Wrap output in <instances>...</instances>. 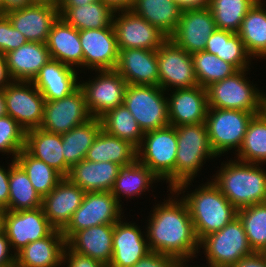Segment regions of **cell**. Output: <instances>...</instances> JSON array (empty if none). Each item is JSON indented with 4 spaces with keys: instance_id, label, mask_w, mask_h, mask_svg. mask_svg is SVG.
<instances>
[{
    "instance_id": "obj_1",
    "label": "cell",
    "mask_w": 266,
    "mask_h": 267,
    "mask_svg": "<svg viewBox=\"0 0 266 267\" xmlns=\"http://www.w3.org/2000/svg\"><path fill=\"white\" fill-rule=\"evenodd\" d=\"M162 204L153 207L145 228L150 251L159 252L189 262L200 252L193 222L186 202L174 190H169ZM175 195V196H173ZM173 197V198H172ZM177 197V198H176ZM178 197H180L178 199Z\"/></svg>"
},
{
    "instance_id": "obj_2",
    "label": "cell",
    "mask_w": 266,
    "mask_h": 267,
    "mask_svg": "<svg viewBox=\"0 0 266 267\" xmlns=\"http://www.w3.org/2000/svg\"><path fill=\"white\" fill-rule=\"evenodd\" d=\"M209 181L196 187L190 194L185 190L192 184V181L181 183L174 189L180 195L183 193L181 198L187 204L199 242L232 222L238 212L212 180ZM185 192L188 193L185 195Z\"/></svg>"
},
{
    "instance_id": "obj_3",
    "label": "cell",
    "mask_w": 266,
    "mask_h": 267,
    "mask_svg": "<svg viewBox=\"0 0 266 267\" xmlns=\"http://www.w3.org/2000/svg\"><path fill=\"white\" fill-rule=\"evenodd\" d=\"M219 168L211 180L237 210L266 202V170L262 164L230 159Z\"/></svg>"
},
{
    "instance_id": "obj_4",
    "label": "cell",
    "mask_w": 266,
    "mask_h": 267,
    "mask_svg": "<svg viewBox=\"0 0 266 267\" xmlns=\"http://www.w3.org/2000/svg\"><path fill=\"white\" fill-rule=\"evenodd\" d=\"M249 70H238L233 75L208 86V108L236 109L254 115L261 113L266 108V93L256 88L253 82L251 84L246 76Z\"/></svg>"
},
{
    "instance_id": "obj_5",
    "label": "cell",
    "mask_w": 266,
    "mask_h": 267,
    "mask_svg": "<svg viewBox=\"0 0 266 267\" xmlns=\"http://www.w3.org/2000/svg\"><path fill=\"white\" fill-rule=\"evenodd\" d=\"M175 129L177 134L176 188L181 183L194 181L206 160L216 158L217 155L211 147L205 122L180 125Z\"/></svg>"
},
{
    "instance_id": "obj_6",
    "label": "cell",
    "mask_w": 266,
    "mask_h": 267,
    "mask_svg": "<svg viewBox=\"0 0 266 267\" xmlns=\"http://www.w3.org/2000/svg\"><path fill=\"white\" fill-rule=\"evenodd\" d=\"M177 134L175 126L144 132L141 145L137 148V160L148 167L160 180L175 189V162Z\"/></svg>"
},
{
    "instance_id": "obj_7",
    "label": "cell",
    "mask_w": 266,
    "mask_h": 267,
    "mask_svg": "<svg viewBox=\"0 0 266 267\" xmlns=\"http://www.w3.org/2000/svg\"><path fill=\"white\" fill-rule=\"evenodd\" d=\"M199 248L204 249L208 267H233L243 257L254 253L238 217L220 231L204 237Z\"/></svg>"
},
{
    "instance_id": "obj_8",
    "label": "cell",
    "mask_w": 266,
    "mask_h": 267,
    "mask_svg": "<svg viewBox=\"0 0 266 267\" xmlns=\"http://www.w3.org/2000/svg\"><path fill=\"white\" fill-rule=\"evenodd\" d=\"M166 93L160 86L128 84L123 104L143 132L170 125Z\"/></svg>"
},
{
    "instance_id": "obj_9",
    "label": "cell",
    "mask_w": 266,
    "mask_h": 267,
    "mask_svg": "<svg viewBox=\"0 0 266 267\" xmlns=\"http://www.w3.org/2000/svg\"><path fill=\"white\" fill-rule=\"evenodd\" d=\"M254 114L236 109L208 108L206 126L214 153L220 157L239 150Z\"/></svg>"
},
{
    "instance_id": "obj_10",
    "label": "cell",
    "mask_w": 266,
    "mask_h": 267,
    "mask_svg": "<svg viewBox=\"0 0 266 267\" xmlns=\"http://www.w3.org/2000/svg\"><path fill=\"white\" fill-rule=\"evenodd\" d=\"M124 209L110 191L85 192L81 206L76 209L62 234L67 241L79 230L103 224H115L124 217Z\"/></svg>"
},
{
    "instance_id": "obj_11",
    "label": "cell",
    "mask_w": 266,
    "mask_h": 267,
    "mask_svg": "<svg viewBox=\"0 0 266 267\" xmlns=\"http://www.w3.org/2000/svg\"><path fill=\"white\" fill-rule=\"evenodd\" d=\"M97 75L89 81H79L91 117L100 118L107 111L123 104L126 80L115 70H95Z\"/></svg>"
},
{
    "instance_id": "obj_12",
    "label": "cell",
    "mask_w": 266,
    "mask_h": 267,
    "mask_svg": "<svg viewBox=\"0 0 266 267\" xmlns=\"http://www.w3.org/2000/svg\"><path fill=\"white\" fill-rule=\"evenodd\" d=\"M157 61L159 86L164 91L198 86L191 54L170 38L157 49Z\"/></svg>"
},
{
    "instance_id": "obj_13",
    "label": "cell",
    "mask_w": 266,
    "mask_h": 267,
    "mask_svg": "<svg viewBox=\"0 0 266 267\" xmlns=\"http://www.w3.org/2000/svg\"><path fill=\"white\" fill-rule=\"evenodd\" d=\"M7 115L25 130L40 128L45 99L32 82L12 81L4 89Z\"/></svg>"
},
{
    "instance_id": "obj_14",
    "label": "cell",
    "mask_w": 266,
    "mask_h": 267,
    "mask_svg": "<svg viewBox=\"0 0 266 267\" xmlns=\"http://www.w3.org/2000/svg\"><path fill=\"white\" fill-rule=\"evenodd\" d=\"M55 228L45 216L43 208L34 210H5L3 231L9 240L10 247L16 254L30 242L49 236Z\"/></svg>"
},
{
    "instance_id": "obj_15",
    "label": "cell",
    "mask_w": 266,
    "mask_h": 267,
    "mask_svg": "<svg viewBox=\"0 0 266 267\" xmlns=\"http://www.w3.org/2000/svg\"><path fill=\"white\" fill-rule=\"evenodd\" d=\"M112 24L119 50H157L168 38L158 28L131 10L115 11Z\"/></svg>"
},
{
    "instance_id": "obj_16",
    "label": "cell",
    "mask_w": 266,
    "mask_h": 267,
    "mask_svg": "<svg viewBox=\"0 0 266 267\" xmlns=\"http://www.w3.org/2000/svg\"><path fill=\"white\" fill-rule=\"evenodd\" d=\"M91 118L83 90L78 87L62 99L45 101L40 128L50 133L63 134Z\"/></svg>"
},
{
    "instance_id": "obj_17",
    "label": "cell",
    "mask_w": 266,
    "mask_h": 267,
    "mask_svg": "<svg viewBox=\"0 0 266 267\" xmlns=\"http://www.w3.org/2000/svg\"><path fill=\"white\" fill-rule=\"evenodd\" d=\"M79 37L83 50V68L112 70L118 63L119 48L113 24L101 29L80 30Z\"/></svg>"
},
{
    "instance_id": "obj_18",
    "label": "cell",
    "mask_w": 266,
    "mask_h": 267,
    "mask_svg": "<svg viewBox=\"0 0 266 267\" xmlns=\"http://www.w3.org/2000/svg\"><path fill=\"white\" fill-rule=\"evenodd\" d=\"M217 30L210 8L182 11L177 28L169 37L176 45L193 54L204 51L210 35Z\"/></svg>"
},
{
    "instance_id": "obj_19",
    "label": "cell",
    "mask_w": 266,
    "mask_h": 267,
    "mask_svg": "<svg viewBox=\"0 0 266 267\" xmlns=\"http://www.w3.org/2000/svg\"><path fill=\"white\" fill-rule=\"evenodd\" d=\"M5 15L28 42L40 43H46L52 25L60 17L58 7L44 3H34Z\"/></svg>"
},
{
    "instance_id": "obj_20",
    "label": "cell",
    "mask_w": 266,
    "mask_h": 267,
    "mask_svg": "<svg viewBox=\"0 0 266 267\" xmlns=\"http://www.w3.org/2000/svg\"><path fill=\"white\" fill-rule=\"evenodd\" d=\"M166 95H168V117L171 126L177 127L206 121L208 99L205 88L198 85L175 89Z\"/></svg>"
},
{
    "instance_id": "obj_21",
    "label": "cell",
    "mask_w": 266,
    "mask_h": 267,
    "mask_svg": "<svg viewBox=\"0 0 266 267\" xmlns=\"http://www.w3.org/2000/svg\"><path fill=\"white\" fill-rule=\"evenodd\" d=\"M85 192L68 177H63L56 187L42 199V208L51 225L63 230L72 215L81 206Z\"/></svg>"
},
{
    "instance_id": "obj_22",
    "label": "cell",
    "mask_w": 266,
    "mask_h": 267,
    "mask_svg": "<svg viewBox=\"0 0 266 267\" xmlns=\"http://www.w3.org/2000/svg\"><path fill=\"white\" fill-rule=\"evenodd\" d=\"M122 219L114 224L113 255L107 267H132L150 252L146 233L144 236L136 222H124Z\"/></svg>"
},
{
    "instance_id": "obj_23",
    "label": "cell",
    "mask_w": 266,
    "mask_h": 267,
    "mask_svg": "<svg viewBox=\"0 0 266 267\" xmlns=\"http://www.w3.org/2000/svg\"><path fill=\"white\" fill-rule=\"evenodd\" d=\"M115 70L130 85L159 86L157 50H119Z\"/></svg>"
},
{
    "instance_id": "obj_24",
    "label": "cell",
    "mask_w": 266,
    "mask_h": 267,
    "mask_svg": "<svg viewBox=\"0 0 266 267\" xmlns=\"http://www.w3.org/2000/svg\"><path fill=\"white\" fill-rule=\"evenodd\" d=\"M78 71L51 59L40 69L32 83L41 92L45 101L59 100L79 87Z\"/></svg>"
},
{
    "instance_id": "obj_25",
    "label": "cell",
    "mask_w": 266,
    "mask_h": 267,
    "mask_svg": "<svg viewBox=\"0 0 266 267\" xmlns=\"http://www.w3.org/2000/svg\"><path fill=\"white\" fill-rule=\"evenodd\" d=\"M114 224L92 226L74 233L66 246L74 252L109 265L113 255Z\"/></svg>"
},
{
    "instance_id": "obj_26",
    "label": "cell",
    "mask_w": 266,
    "mask_h": 267,
    "mask_svg": "<svg viewBox=\"0 0 266 267\" xmlns=\"http://www.w3.org/2000/svg\"><path fill=\"white\" fill-rule=\"evenodd\" d=\"M66 246L61 230L55 229L49 236L30 242L15 254V267H60Z\"/></svg>"
},
{
    "instance_id": "obj_27",
    "label": "cell",
    "mask_w": 266,
    "mask_h": 267,
    "mask_svg": "<svg viewBox=\"0 0 266 267\" xmlns=\"http://www.w3.org/2000/svg\"><path fill=\"white\" fill-rule=\"evenodd\" d=\"M46 46L51 59L70 67L83 68V50L79 30L67 24L61 17L52 25Z\"/></svg>"
},
{
    "instance_id": "obj_28",
    "label": "cell",
    "mask_w": 266,
    "mask_h": 267,
    "mask_svg": "<svg viewBox=\"0 0 266 267\" xmlns=\"http://www.w3.org/2000/svg\"><path fill=\"white\" fill-rule=\"evenodd\" d=\"M12 81L32 82L40 69L51 60L46 43L27 42L5 55Z\"/></svg>"
},
{
    "instance_id": "obj_29",
    "label": "cell",
    "mask_w": 266,
    "mask_h": 267,
    "mask_svg": "<svg viewBox=\"0 0 266 267\" xmlns=\"http://www.w3.org/2000/svg\"><path fill=\"white\" fill-rule=\"evenodd\" d=\"M121 166L113 162L81 160L67 176L84 192L111 191Z\"/></svg>"
},
{
    "instance_id": "obj_30",
    "label": "cell",
    "mask_w": 266,
    "mask_h": 267,
    "mask_svg": "<svg viewBox=\"0 0 266 267\" xmlns=\"http://www.w3.org/2000/svg\"><path fill=\"white\" fill-rule=\"evenodd\" d=\"M24 149L65 177V159L61 134L50 133L41 128L28 130L25 134Z\"/></svg>"
},
{
    "instance_id": "obj_31",
    "label": "cell",
    "mask_w": 266,
    "mask_h": 267,
    "mask_svg": "<svg viewBox=\"0 0 266 267\" xmlns=\"http://www.w3.org/2000/svg\"><path fill=\"white\" fill-rule=\"evenodd\" d=\"M102 129L100 118L92 117L84 124L74 127L62 135L63 155L65 159V177L70 169L84 160L88 149Z\"/></svg>"
},
{
    "instance_id": "obj_32",
    "label": "cell",
    "mask_w": 266,
    "mask_h": 267,
    "mask_svg": "<svg viewBox=\"0 0 266 267\" xmlns=\"http://www.w3.org/2000/svg\"><path fill=\"white\" fill-rule=\"evenodd\" d=\"M160 182L161 180L145 165L138 160L130 165L121 166L119 168L118 176L111 189V194L117 199L122 206L123 198H136L141 194H146L152 184ZM151 185V186H150Z\"/></svg>"
},
{
    "instance_id": "obj_33",
    "label": "cell",
    "mask_w": 266,
    "mask_h": 267,
    "mask_svg": "<svg viewBox=\"0 0 266 267\" xmlns=\"http://www.w3.org/2000/svg\"><path fill=\"white\" fill-rule=\"evenodd\" d=\"M85 160L126 166L137 160V148L129 141L112 136L101 129L88 149Z\"/></svg>"
},
{
    "instance_id": "obj_34",
    "label": "cell",
    "mask_w": 266,
    "mask_h": 267,
    "mask_svg": "<svg viewBox=\"0 0 266 267\" xmlns=\"http://www.w3.org/2000/svg\"><path fill=\"white\" fill-rule=\"evenodd\" d=\"M58 9L60 17L79 31L111 26L115 13L101 0L82 6H59Z\"/></svg>"
},
{
    "instance_id": "obj_35",
    "label": "cell",
    "mask_w": 266,
    "mask_h": 267,
    "mask_svg": "<svg viewBox=\"0 0 266 267\" xmlns=\"http://www.w3.org/2000/svg\"><path fill=\"white\" fill-rule=\"evenodd\" d=\"M266 1L258 0L244 17L237 34L254 59H266Z\"/></svg>"
},
{
    "instance_id": "obj_36",
    "label": "cell",
    "mask_w": 266,
    "mask_h": 267,
    "mask_svg": "<svg viewBox=\"0 0 266 267\" xmlns=\"http://www.w3.org/2000/svg\"><path fill=\"white\" fill-rule=\"evenodd\" d=\"M130 10L168 38L177 28L182 13L173 0H134Z\"/></svg>"
},
{
    "instance_id": "obj_37",
    "label": "cell",
    "mask_w": 266,
    "mask_h": 267,
    "mask_svg": "<svg viewBox=\"0 0 266 267\" xmlns=\"http://www.w3.org/2000/svg\"><path fill=\"white\" fill-rule=\"evenodd\" d=\"M204 51L214 54L237 70L249 69L252 57L237 33L215 30L208 39Z\"/></svg>"
},
{
    "instance_id": "obj_38",
    "label": "cell",
    "mask_w": 266,
    "mask_h": 267,
    "mask_svg": "<svg viewBox=\"0 0 266 267\" xmlns=\"http://www.w3.org/2000/svg\"><path fill=\"white\" fill-rule=\"evenodd\" d=\"M42 199L23 168L12 159L9 175L8 210H34L42 207Z\"/></svg>"
},
{
    "instance_id": "obj_39",
    "label": "cell",
    "mask_w": 266,
    "mask_h": 267,
    "mask_svg": "<svg viewBox=\"0 0 266 267\" xmlns=\"http://www.w3.org/2000/svg\"><path fill=\"white\" fill-rule=\"evenodd\" d=\"M237 152L236 158L242 162L262 165L266 163V108L250 120Z\"/></svg>"
},
{
    "instance_id": "obj_40",
    "label": "cell",
    "mask_w": 266,
    "mask_h": 267,
    "mask_svg": "<svg viewBox=\"0 0 266 267\" xmlns=\"http://www.w3.org/2000/svg\"><path fill=\"white\" fill-rule=\"evenodd\" d=\"M100 121L106 133L127 140L136 148L141 145L144 132L124 104L107 111Z\"/></svg>"
},
{
    "instance_id": "obj_41",
    "label": "cell",
    "mask_w": 266,
    "mask_h": 267,
    "mask_svg": "<svg viewBox=\"0 0 266 267\" xmlns=\"http://www.w3.org/2000/svg\"><path fill=\"white\" fill-rule=\"evenodd\" d=\"M15 161L23 168L34 189L42 198L48 195L63 178L53 167L33 157L25 149L17 154Z\"/></svg>"
},
{
    "instance_id": "obj_42",
    "label": "cell",
    "mask_w": 266,
    "mask_h": 267,
    "mask_svg": "<svg viewBox=\"0 0 266 267\" xmlns=\"http://www.w3.org/2000/svg\"><path fill=\"white\" fill-rule=\"evenodd\" d=\"M258 0H210L217 29L237 33L247 12Z\"/></svg>"
},
{
    "instance_id": "obj_43",
    "label": "cell",
    "mask_w": 266,
    "mask_h": 267,
    "mask_svg": "<svg viewBox=\"0 0 266 267\" xmlns=\"http://www.w3.org/2000/svg\"><path fill=\"white\" fill-rule=\"evenodd\" d=\"M198 85L207 88L211 84L233 75L238 70L214 54L200 51L191 54Z\"/></svg>"
},
{
    "instance_id": "obj_44",
    "label": "cell",
    "mask_w": 266,
    "mask_h": 267,
    "mask_svg": "<svg viewBox=\"0 0 266 267\" xmlns=\"http://www.w3.org/2000/svg\"><path fill=\"white\" fill-rule=\"evenodd\" d=\"M237 217L252 250L266 253V202L238 209Z\"/></svg>"
},
{
    "instance_id": "obj_45",
    "label": "cell",
    "mask_w": 266,
    "mask_h": 267,
    "mask_svg": "<svg viewBox=\"0 0 266 267\" xmlns=\"http://www.w3.org/2000/svg\"><path fill=\"white\" fill-rule=\"evenodd\" d=\"M26 131L11 116L6 115L0 118V152L13 156L25 147Z\"/></svg>"
},
{
    "instance_id": "obj_46",
    "label": "cell",
    "mask_w": 266,
    "mask_h": 267,
    "mask_svg": "<svg viewBox=\"0 0 266 267\" xmlns=\"http://www.w3.org/2000/svg\"><path fill=\"white\" fill-rule=\"evenodd\" d=\"M185 263L180 258L150 251L132 267H184Z\"/></svg>"
},
{
    "instance_id": "obj_47",
    "label": "cell",
    "mask_w": 266,
    "mask_h": 267,
    "mask_svg": "<svg viewBox=\"0 0 266 267\" xmlns=\"http://www.w3.org/2000/svg\"><path fill=\"white\" fill-rule=\"evenodd\" d=\"M67 261V262H66ZM67 267H107L104 263L89 256L71 251L67 246L63 250L62 265Z\"/></svg>"
},
{
    "instance_id": "obj_48",
    "label": "cell",
    "mask_w": 266,
    "mask_h": 267,
    "mask_svg": "<svg viewBox=\"0 0 266 267\" xmlns=\"http://www.w3.org/2000/svg\"><path fill=\"white\" fill-rule=\"evenodd\" d=\"M11 250L12 249L10 247V243L6 236V233L4 231H1L0 232V267H15V254Z\"/></svg>"
},
{
    "instance_id": "obj_49",
    "label": "cell",
    "mask_w": 266,
    "mask_h": 267,
    "mask_svg": "<svg viewBox=\"0 0 266 267\" xmlns=\"http://www.w3.org/2000/svg\"><path fill=\"white\" fill-rule=\"evenodd\" d=\"M9 175H10V164L8 165V168L0 166V206L4 210H8Z\"/></svg>"
},
{
    "instance_id": "obj_50",
    "label": "cell",
    "mask_w": 266,
    "mask_h": 267,
    "mask_svg": "<svg viewBox=\"0 0 266 267\" xmlns=\"http://www.w3.org/2000/svg\"><path fill=\"white\" fill-rule=\"evenodd\" d=\"M233 267H266V253L254 252L249 256L243 257Z\"/></svg>"
},
{
    "instance_id": "obj_51",
    "label": "cell",
    "mask_w": 266,
    "mask_h": 267,
    "mask_svg": "<svg viewBox=\"0 0 266 267\" xmlns=\"http://www.w3.org/2000/svg\"><path fill=\"white\" fill-rule=\"evenodd\" d=\"M27 39L21 34L18 30H16L10 20H9V31L7 37V53L20 48L22 45L27 43Z\"/></svg>"
},
{
    "instance_id": "obj_52",
    "label": "cell",
    "mask_w": 266,
    "mask_h": 267,
    "mask_svg": "<svg viewBox=\"0 0 266 267\" xmlns=\"http://www.w3.org/2000/svg\"><path fill=\"white\" fill-rule=\"evenodd\" d=\"M181 11L206 9L210 5V0H173Z\"/></svg>"
},
{
    "instance_id": "obj_53",
    "label": "cell",
    "mask_w": 266,
    "mask_h": 267,
    "mask_svg": "<svg viewBox=\"0 0 266 267\" xmlns=\"http://www.w3.org/2000/svg\"><path fill=\"white\" fill-rule=\"evenodd\" d=\"M9 31V18L5 14H0V53L7 54V37Z\"/></svg>"
},
{
    "instance_id": "obj_54",
    "label": "cell",
    "mask_w": 266,
    "mask_h": 267,
    "mask_svg": "<svg viewBox=\"0 0 266 267\" xmlns=\"http://www.w3.org/2000/svg\"><path fill=\"white\" fill-rule=\"evenodd\" d=\"M34 0H2V14L34 4Z\"/></svg>"
},
{
    "instance_id": "obj_55",
    "label": "cell",
    "mask_w": 266,
    "mask_h": 267,
    "mask_svg": "<svg viewBox=\"0 0 266 267\" xmlns=\"http://www.w3.org/2000/svg\"><path fill=\"white\" fill-rule=\"evenodd\" d=\"M12 79L8 73L6 58L0 53V89H4Z\"/></svg>"
},
{
    "instance_id": "obj_56",
    "label": "cell",
    "mask_w": 266,
    "mask_h": 267,
    "mask_svg": "<svg viewBox=\"0 0 266 267\" xmlns=\"http://www.w3.org/2000/svg\"><path fill=\"white\" fill-rule=\"evenodd\" d=\"M109 5L114 11L130 10L133 6L134 0H101Z\"/></svg>"
},
{
    "instance_id": "obj_57",
    "label": "cell",
    "mask_w": 266,
    "mask_h": 267,
    "mask_svg": "<svg viewBox=\"0 0 266 267\" xmlns=\"http://www.w3.org/2000/svg\"><path fill=\"white\" fill-rule=\"evenodd\" d=\"M95 1L97 0H62L60 6H82Z\"/></svg>"
},
{
    "instance_id": "obj_58",
    "label": "cell",
    "mask_w": 266,
    "mask_h": 267,
    "mask_svg": "<svg viewBox=\"0 0 266 267\" xmlns=\"http://www.w3.org/2000/svg\"><path fill=\"white\" fill-rule=\"evenodd\" d=\"M7 115L6 102L3 89H0V118Z\"/></svg>"
},
{
    "instance_id": "obj_59",
    "label": "cell",
    "mask_w": 266,
    "mask_h": 267,
    "mask_svg": "<svg viewBox=\"0 0 266 267\" xmlns=\"http://www.w3.org/2000/svg\"><path fill=\"white\" fill-rule=\"evenodd\" d=\"M34 1L35 3L51 4L56 7H59L62 0H34Z\"/></svg>"
},
{
    "instance_id": "obj_60",
    "label": "cell",
    "mask_w": 266,
    "mask_h": 267,
    "mask_svg": "<svg viewBox=\"0 0 266 267\" xmlns=\"http://www.w3.org/2000/svg\"><path fill=\"white\" fill-rule=\"evenodd\" d=\"M3 217L4 212H0V232L3 231Z\"/></svg>"
},
{
    "instance_id": "obj_61",
    "label": "cell",
    "mask_w": 266,
    "mask_h": 267,
    "mask_svg": "<svg viewBox=\"0 0 266 267\" xmlns=\"http://www.w3.org/2000/svg\"><path fill=\"white\" fill-rule=\"evenodd\" d=\"M0 14H2V0H0Z\"/></svg>"
},
{
    "instance_id": "obj_62",
    "label": "cell",
    "mask_w": 266,
    "mask_h": 267,
    "mask_svg": "<svg viewBox=\"0 0 266 267\" xmlns=\"http://www.w3.org/2000/svg\"><path fill=\"white\" fill-rule=\"evenodd\" d=\"M186 264H187V262L185 263L184 267H189V266H188L189 264H187V265H186ZM190 267H191V266H190ZM192 267H195V266H192ZM197 267H199V266H197ZM203 267H204V266H203Z\"/></svg>"
},
{
    "instance_id": "obj_63",
    "label": "cell",
    "mask_w": 266,
    "mask_h": 267,
    "mask_svg": "<svg viewBox=\"0 0 266 267\" xmlns=\"http://www.w3.org/2000/svg\"><path fill=\"white\" fill-rule=\"evenodd\" d=\"M0 212H5V210L0 206Z\"/></svg>"
}]
</instances>
